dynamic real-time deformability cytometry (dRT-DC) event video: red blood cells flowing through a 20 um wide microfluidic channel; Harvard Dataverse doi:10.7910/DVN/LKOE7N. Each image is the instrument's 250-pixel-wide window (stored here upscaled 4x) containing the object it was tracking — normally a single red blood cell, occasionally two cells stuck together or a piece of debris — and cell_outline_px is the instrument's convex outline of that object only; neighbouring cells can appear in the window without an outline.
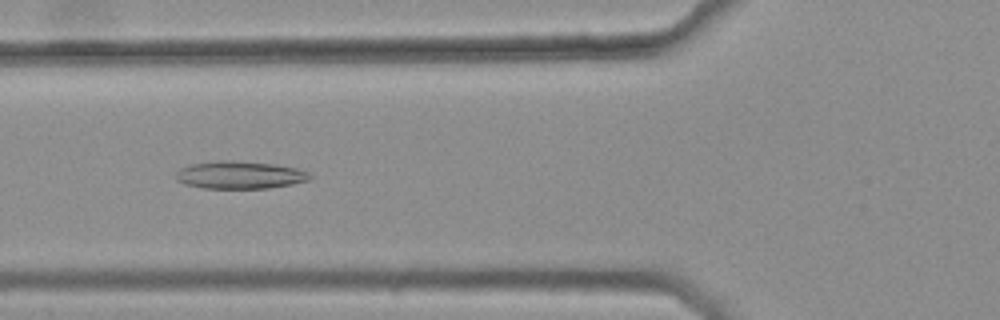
{"species": "common noctule bat (a hibernating species)", "species_latin": "Nyctalus noctula", "temperature_condition": "warm", "stored_images_in_passage": 45, "camera_frame_rate_fps": 3000, "um_per_image_px": 0.085, "animal": {"sex": "female", "body_mass_g": 25.1}, "frame": {"image": 1, "passage_image": 20, "time_ms": 6.333, "image_size_px": [1000, 320], "cell_outline_px": [[312, 176], [308, 180], [292, 184], [268, 188], [204, 188], [184, 184], [176, 180], [176, 172], [180, 168], [192, 164], [220, 160], [228, 160], [276, 164], [296, 168], [308, 172]], "centroid_in_image_um": [20.37, 14.87], "position_along_channel_um": 105.4, "area_um2": 21.5}}
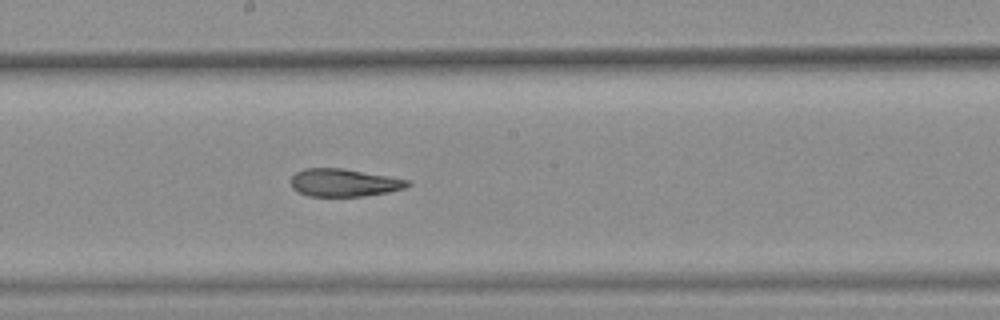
{"frame": {"image": 2, "passage_image": 29, "time_ms": 9.333, "image_size_px": [1000, 320], "cell_outline_px": [[412, 184], [404, 188], [388, 192], [364, 196], [308, 196], [296, 192], [292, 188], [288, 180], [296, 172], [304, 168], [344, 168], [412, 180]], "centroid_in_image_um": [29.22, 15.52], "position_along_channel_um": 219.0, "area_um2": 19.25}}
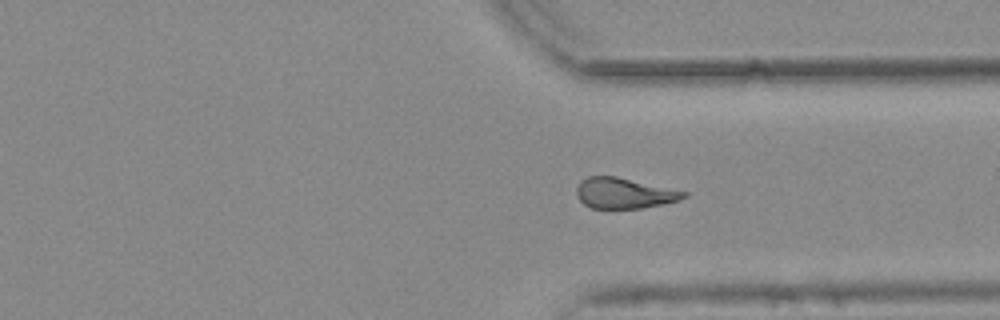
{"frame": {"image": 3, "passage_image": 40, "time_ms": 13.0, "image_size_px": [1000, 320], "cell_outline_px": [[688, 196], [680, 200], [664, 204], [640, 208], [592, 208], [584, 204], [576, 196], [576, 188], [588, 176], [616, 176], [688, 192]], "centroid_in_image_um": [53.08, 16.42], "position_along_channel_um": 358.3, "area_um2": 19.02}, "authors_computed_cell_mechanics": {"area_um2": 20.519, "velocity_mm_per_s": 3.7892, "shape_relaxation_time_tau1_ms": null, "shape_relaxation_time_tau2_ms": 2.2199, "deformation_change_tau1": null, "deformation_change_tau2": 0.104}}